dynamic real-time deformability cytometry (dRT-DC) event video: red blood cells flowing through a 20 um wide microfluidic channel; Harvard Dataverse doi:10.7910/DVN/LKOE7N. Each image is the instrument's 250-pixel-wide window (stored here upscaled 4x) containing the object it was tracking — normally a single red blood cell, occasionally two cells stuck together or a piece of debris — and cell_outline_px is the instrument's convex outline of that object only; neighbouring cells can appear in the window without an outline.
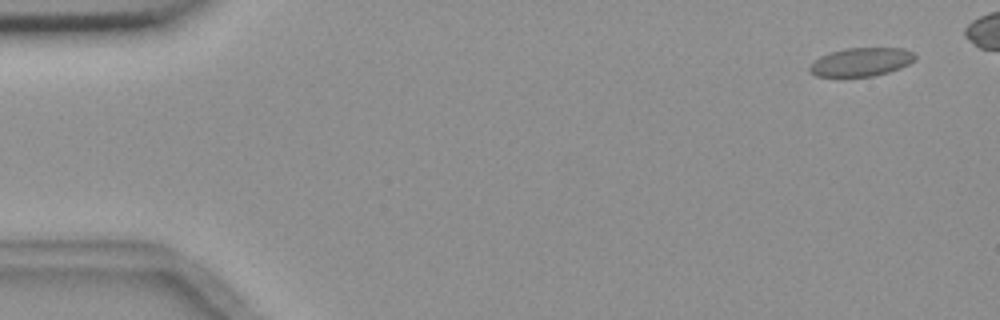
{"species": "common noctule bat (a hibernating species)", "species_latin": "Nyctalus noctula", "temperature_condition": "room temperature", "stored_images_in_passage": 5, "camera_frame_rate_fps": 3000, "um_per_image_px": 0.085, "animal": {"sex": "female", "body_mass_g": 18.4}, "frame": {"image": 1, "passage_image": 1, "time_ms": 0.0, "image_size_px": [1000, 320], "cell_outline_px": [[916, 60], [900, 68], [888, 72], [872, 76], [840, 80], [816, 76], [808, 72], [808, 68], [812, 60], [820, 56], [844, 48], [904, 48], [916, 52]], "centroid_in_image_um": [73.13, 5.31], "position_along_channel_um": 11.9, "area_um2": 18.5}}